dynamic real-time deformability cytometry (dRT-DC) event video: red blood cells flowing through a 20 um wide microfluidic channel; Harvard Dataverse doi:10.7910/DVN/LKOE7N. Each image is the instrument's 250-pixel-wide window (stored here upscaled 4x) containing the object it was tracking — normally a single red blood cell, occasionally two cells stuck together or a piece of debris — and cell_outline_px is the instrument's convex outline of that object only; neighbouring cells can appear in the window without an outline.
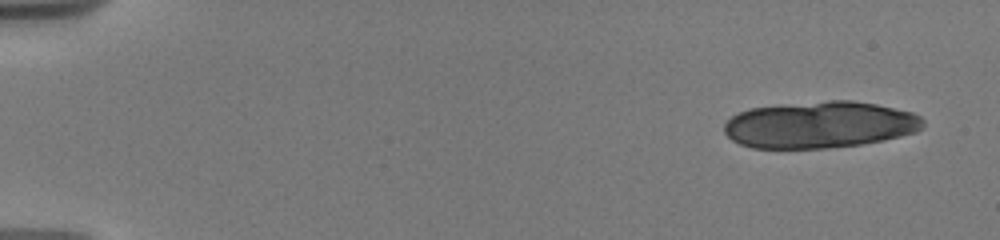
{"species": "human", "species_latin": "Homo sapiens", "temperature_condition": "warm", "stored_images_in_passage": 40, "segment_of_instrument_passage": [1, 2], "camera_frame_rate_fps": 3000, "um_per_image_px": 0.085, "donor": {"sex": "male"}, "frame": {"image": 1, "passage_image": 1, "time_ms": 0.0, "image_size_px": [1000, 240], "cell_outline_px": [[924, 128], [916, 132], [884, 140], [860, 144], [828, 148], [752, 148], [740, 144], [732, 140], [724, 132], [724, 124], [732, 116], [748, 108], [828, 100], [852, 100], [876, 104], [912, 112], [920, 116], [924, 120]], "centroid_in_image_um": [69.7, 10.6], "position_along_channel_um": 15.3, "area_um2": 54.22}}